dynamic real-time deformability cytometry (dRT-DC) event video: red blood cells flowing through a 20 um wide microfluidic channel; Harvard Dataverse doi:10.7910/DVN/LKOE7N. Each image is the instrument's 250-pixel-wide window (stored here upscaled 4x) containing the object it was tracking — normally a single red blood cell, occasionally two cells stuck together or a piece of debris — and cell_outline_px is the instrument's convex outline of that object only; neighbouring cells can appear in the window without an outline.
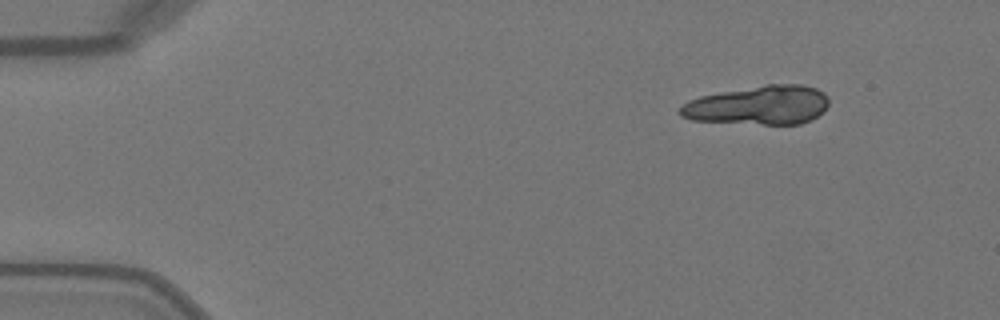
{"species": "Egyptian fruit bat (a non-hibernating species)", "species_latin": "Rousettus aegyptiacus", "temperature_condition": "warm", "stored_images_in_passage": 18, "camera_frame_rate_fps": 3000, "um_per_image_px": 0.085, "animal": {"sex": "female"}, "frame": {"image": 1, "passage_image": 1, "time_ms": 0.0, "image_size_px": [1000, 320], "cell_outline_px": [[828, 104], [824, 112], [812, 120], [800, 124], [764, 124], [692, 120], [680, 116], [680, 108], [688, 100], [700, 96], [720, 92], [768, 84], [800, 84], [816, 88], [824, 92], [828, 96]], "centroid_in_image_um": [64.53, 8.94], "position_along_channel_um": 20.5, "area_um2": 33.81}}